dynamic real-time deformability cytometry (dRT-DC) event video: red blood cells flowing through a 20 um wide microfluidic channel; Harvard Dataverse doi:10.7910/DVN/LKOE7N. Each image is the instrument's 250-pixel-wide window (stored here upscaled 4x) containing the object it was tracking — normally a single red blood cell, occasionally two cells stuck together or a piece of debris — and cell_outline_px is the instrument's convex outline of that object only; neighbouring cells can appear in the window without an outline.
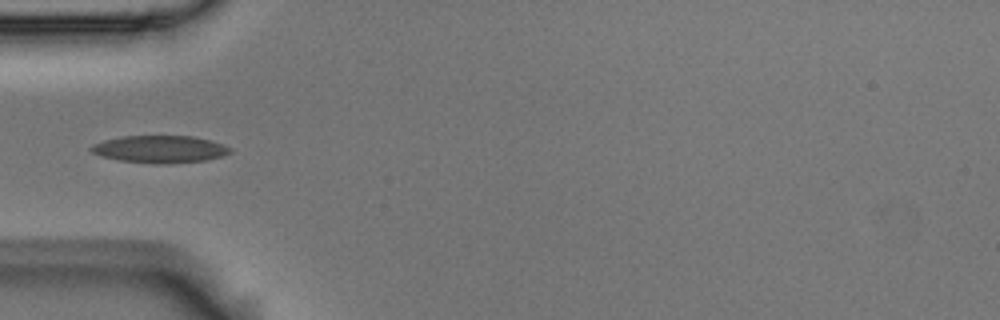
{"species": "Egyptian fruit bat (a non-hibernating species)", "species_latin": "Rousettus aegyptiacus", "temperature_condition": "room temperature", "stored_images_in_passage": 4, "camera_frame_rate_fps": 3000, "um_per_image_px": 0.085, "animal": {"sex": "male"}, "frame": {"image": 1, "passage_image": 4, "time_ms": 1.0, "image_size_px": [1000, 320], "cell_outline_px": [[232, 152], [220, 156], [204, 160], [168, 164], [156, 164], [120, 160], [100, 156], [92, 152], [88, 148], [92, 144], [104, 140], [120, 136], [192, 136], [212, 140], [224, 144], [232, 148]], "centroid_in_image_um": [13.58, 12.67], "position_along_channel_um": 71.4, "area_um2": 22.25}}